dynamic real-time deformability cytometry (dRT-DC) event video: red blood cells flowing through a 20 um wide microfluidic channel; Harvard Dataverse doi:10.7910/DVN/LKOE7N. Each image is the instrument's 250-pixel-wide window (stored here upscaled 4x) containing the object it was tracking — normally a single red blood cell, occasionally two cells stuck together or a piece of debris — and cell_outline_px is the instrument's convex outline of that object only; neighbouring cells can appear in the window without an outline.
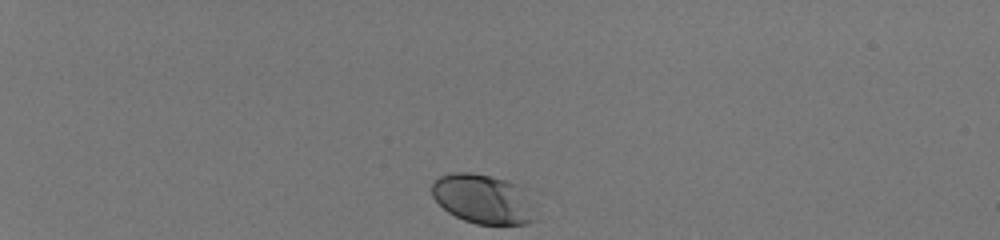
{"species": "human", "species_latin": "Homo sapiens", "temperature_condition": "room temperature", "stored_images_in_passage": 36, "camera_frame_rate_fps": 3000, "um_per_image_px": 0.085, "donor": {"sex": "male"}, "frame": {"image": 1, "passage_image": 1, "time_ms": 0.0, "image_size_px": [1000, 240], "cell_outline_px": [[536, 220], [524, 224], [476, 224], [464, 220], [448, 212], [432, 196], [432, 184], [440, 176], [452, 172], [472, 172], [504, 180], [516, 184]], "centroid_in_image_um": [40.94, 16.92], "position_along_channel_um": 44.1, "area_um2": 28.73}}
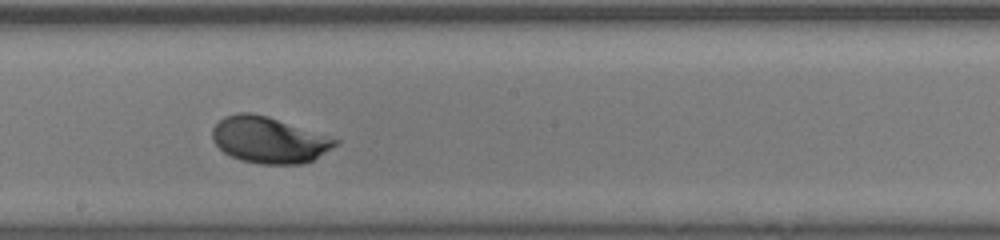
{"frame": {"image": 2, "passage_image": 21, "time_ms": 6.667, "image_size_px": [1000, 240], "cell_outline_px": [[340, 140], [336, 144], [312, 160], [300, 164], [260, 164], [240, 160], [224, 152], [212, 140], [212, 128], [224, 116], [236, 112], [252, 112], [268, 116]], "centroid_in_image_um": [22.8, 11.88], "position_along_channel_um": 225.4, "area_um2": 32.83}}
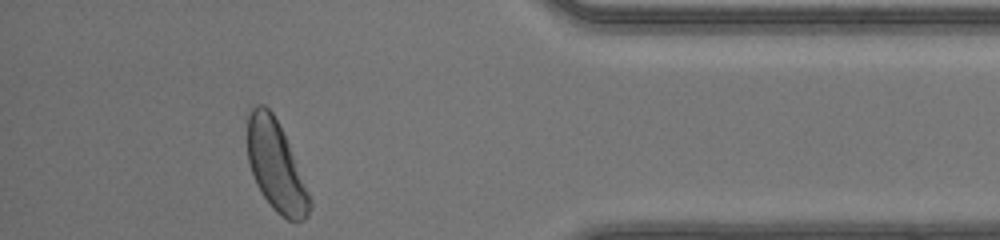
{"frame": {"image": 3, "passage_image": 36, "time_ms": 11.667, "image_size_px": [1000, 240], "cell_outline_px": [[312, 208], [308, 216], [304, 220], [288, 220], [276, 212], [272, 208], [256, 184], [248, 160], [248, 116], [252, 104], [264, 104], [272, 112], [288, 144], [308, 192], [312, 204]], "centroid_in_image_um": [23.44, 14.12], "position_along_channel_um": 411.8, "area_um2": 32.02}, "authors_computed_cell_mechanics": {"area_um2": 31.7033, "velocity_mm_per_s": 4.1288, "shape_relaxation_time_tau1_ms": 2.1167, "shape_relaxation_time_tau2_ms": null, "deformation_change_tau1": 0.1154, "deformation_change_tau2": null}}